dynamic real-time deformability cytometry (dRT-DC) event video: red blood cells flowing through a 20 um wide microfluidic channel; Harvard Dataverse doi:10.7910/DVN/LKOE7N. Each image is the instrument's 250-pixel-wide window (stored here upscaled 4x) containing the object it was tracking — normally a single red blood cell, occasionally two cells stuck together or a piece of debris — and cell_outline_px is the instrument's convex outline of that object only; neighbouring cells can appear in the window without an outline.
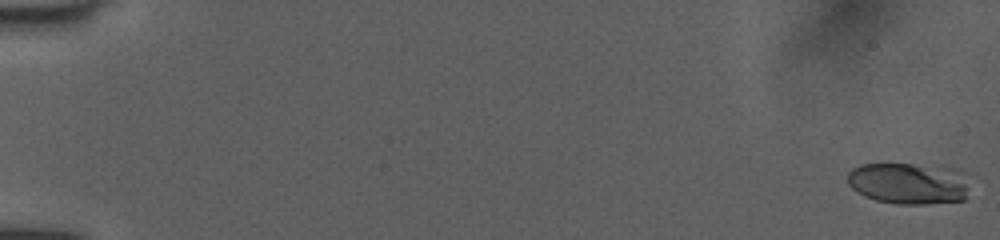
{"species": "human", "species_latin": "Homo sapiens", "temperature_condition": "room temperature", "stored_images_in_passage": 52, "camera_frame_rate_fps": 3000, "um_per_image_px": 0.085, "donor": {"sex": "female"}, "frame": {"image": 1, "passage_image": 1, "time_ms": 0.0, "image_size_px": [1000, 240], "cell_outline_px": [[984, 180], [964, 200], [924, 204], [896, 204], [876, 200], [864, 196], [852, 188], [848, 184], [848, 172], [852, 168], [860, 164], [944, 164], [960, 168], [980, 176]], "centroid_in_image_um": [77.61, 15.54], "position_along_channel_um": 7.4, "area_um2": 32.25}}
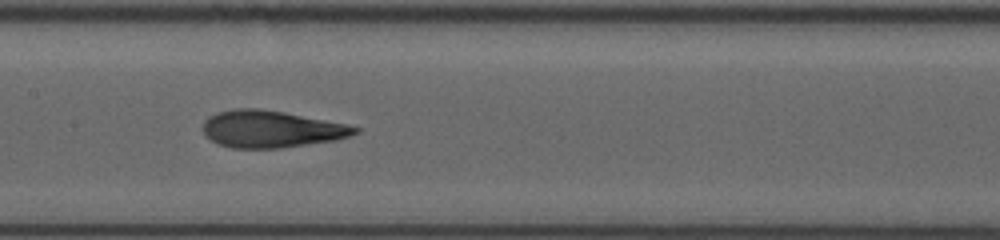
{"frame": {"image": 2, "passage_image": 28, "time_ms": 9.0, "image_size_px": [1000, 240], "cell_outline_px": [[360, 132], [336, 140], [280, 148], [232, 148], [220, 144], [204, 136], [204, 120], [208, 116], [216, 112], [232, 108], [260, 108], [284, 112], [344, 124], [360, 128]], "centroid_in_image_um": [23.01, 10.96], "position_along_channel_um": 184.4, "area_um2": 32.66}}
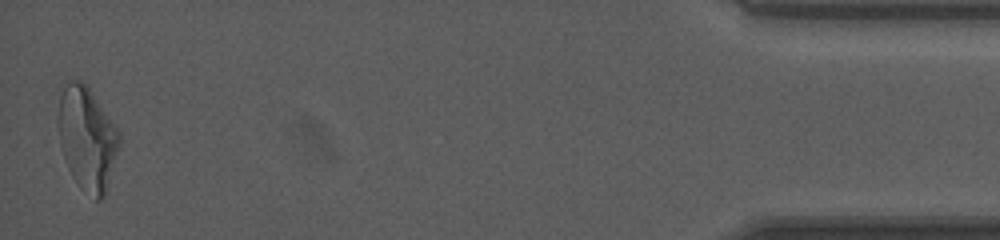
{"frame": {"image": 3, "passage_image": 52, "time_ms": 17.0, "image_size_px": [1000, 240], "cell_outline_px": [[120, 144], [104, 196], [100, 200], [96, 200], [80, 188], [72, 176], [68, 168], [60, 144], [56, 124], [56, 116], [60, 96], [64, 80], [80, 80], [88, 84], [120, 132]], "centroid_in_image_um": [7.37, 11.69], "position_along_channel_um": 427.8, "area_um2": 37.4}, "authors_computed_cell_mechanics": {"area_um2": 31.9345, "velocity_mm_per_s": 4.0477, "shape_relaxation_time_tau1_ms": 5.559, "shape_relaxation_time_tau2_ms": 1.235, "deformation_change_tau1": 0.2132, "deformation_change_tau2": 0.099}}